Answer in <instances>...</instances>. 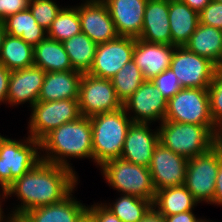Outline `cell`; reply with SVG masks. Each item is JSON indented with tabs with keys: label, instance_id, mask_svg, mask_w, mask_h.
I'll return each instance as SVG.
<instances>
[{
	"label": "cell",
	"instance_id": "cell-1",
	"mask_svg": "<svg viewBox=\"0 0 222 222\" xmlns=\"http://www.w3.org/2000/svg\"><path fill=\"white\" fill-rule=\"evenodd\" d=\"M77 184L74 170L41 160L6 189L7 196L15 194L21 201L9 215L19 220L29 210L59 203L74 192Z\"/></svg>",
	"mask_w": 222,
	"mask_h": 222
},
{
	"label": "cell",
	"instance_id": "cell-2",
	"mask_svg": "<svg viewBox=\"0 0 222 222\" xmlns=\"http://www.w3.org/2000/svg\"><path fill=\"white\" fill-rule=\"evenodd\" d=\"M40 151H43V154L40 152L42 161L72 170L67 158L93 160L90 117L80 116L73 122L65 123L51 130L40 140Z\"/></svg>",
	"mask_w": 222,
	"mask_h": 222
},
{
	"label": "cell",
	"instance_id": "cell-3",
	"mask_svg": "<svg viewBox=\"0 0 222 222\" xmlns=\"http://www.w3.org/2000/svg\"><path fill=\"white\" fill-rule=\"evenodd\" d=\"M93 161L101 167L105 162L120 158L132 120L124 107L90 117Z\"/></svg>",
	"mask_w": 222,
	"mask_h": 222
},
{
	"label": "cell",
	"instance_id": "cell-4",
	"mask_svg": "<svg viewBox=\"0 0 222 222\" xmlns=\"http://www.w3.org/2000/svg\"><path fill=\"white\" fill-rule=\"evenodd\" d=\"M159 125V143L187 159L213 147V132L207 126L166 120Z\"/></svg>",
	"mask_w": 222,
	"mask_h": 222
},
{
	"label": "cell",
	"instance_id": "cell-5",
	"mask_svg": "<svg viewBox=\"0 0 222 222\" xmlns=\"http://www.w3.org/2000/svg\"><path fill=\"white\" fill-rule=\"evenodd\" d=\"M100 168L106 183L114 190L153 203L156 190L147 167L130 163L123 158H116L105 162Z\"/></svg>",
	"mask_w": 222,
	"mask_h": 222
},
{
	"label": "cell",
	"instance_id": "cell-6",
	"mask_svg": "<svg viewBox=\"0 0 222 222\" xmlns=\"http://www.w3.org/2000/svg\"><path fill=\"white\" fill-rule=\"evenodd\" d=\"M39 150V152H38ZM40 141L30 136L16 141L0 135V184L7 189L41 161Z\"/></svg>",
	"mask_w": 222,
	"mask_h": 222
},
{
	"label": "cell",
	"instance_id": "cell-7",
	"mask_svg": "<svg viewBox=\"0 0 222 222\" xmlns=\"http://www.w3.org/2000/svg\"><path fill=\"white\" fill-rule=\"evenodd\" d=\"M164 120L204 125L214 132L208 89L182 88L167 101Z\"/></svg>",
	"mask_w": 222,
	"mask_h": 222
},
{
	"label": "cell",
	"instance_id": "cell-8",
	"mask_svg": "<svg viewBox=\"0 0 222 222\" xmlns=\"http://www.w3.org/2000/svg\"><path fill=\"white\" fill-rule=\"evenodd\" d=\"M31 109L28 136L39 141L51 130L65 123L73 122L81 116L78 99L37 101Z\"/></svg>",
	"mask_w": 222,
	"mask_h": 222
},
{
	"label": "cell",
	"instance_id": "cell-9",
	"mask_svg": "<svg viewBox=\"0 0 222 222\" xmlns=\"http://www.w3.org/2000/svg\"><path fill=\"white\" fill-rule=\"evenodd\" d=\"M220 162L219 154L213 147L188 159L184 186L198 203L213 202Z\"/></svg>",
	"mask_w": 222,
	"mask_h": 222
},
{
	"label": "cell",
	"instance_id": "cell-10",
	"mask_svg": "<svg viewBox=\"0 0 222 222\" xmlns=\"http://www.w3.org/2000/svg\"><path fill=\"white\" fill-rule=\"evenodd\" d=\"M78 104L81 116L116 111L123 107L111 79L83 73L79 85Z\"/></svg>",
	"mask_w": 222,
	"mask_h": 222
},
{
	"label": "cell",
	"instance_id": "cell-11",
	"mask_svg": "<svg viewBox=\"0 0 222 222\" xmlns=\"http://www.w3.org/2000/svg\"><path fill=\"white\" fill-rule=\"evenodd\" d=\"M170 68L182 88L208 89L215 74V64L190 52L185 46L176 47Z\"/></svg>",
	"mask_w": 222,
	"mask_h": 222
},
{
	"label": "cell",
	"instance_id": "cell-12",
	"mask_svg": "<svg viewBox=\"0 0 222 222\" xmlns=\"http://www.w3.org/2000/svg\"><path fill=\"white\" fill-rule=\"evenodd\" d=\"M136 38L118 36L116 39L97 45L93 65L88 74L111 79L118 71L133 59Z\"/></svg>",
	"mask_w": 222,
	"mask_h": 222
},
{
	"label": "cell",
	"instance_id": "cell-13",
	"mask_svg": "<svg viewBox=\"0 0 222 222\" xmlns=\"http://www.w3.org/2000/svg\"><path fill=\"white\" fill-rule=\"evenodd\" d=\"M133 122L151 123L164 121L167 99L156 89L152 80H145L142 85L123 104ZM133 112L134 115L129 113Z\"/></svg>",
	"mask_w": 222,
	"mask_h": 222
},
{
	"label": "cell",
	"instance_id": "cell-14",
	"mask_svg": "<svg viewBox=\"0 0 222 222\" xmlns=\"http://www.w3.org/2000/svg\"><path fill=\"white\" fill-rule=\"evenodd\" d=\"M187 164V158L158 143L148 167L155 190L184 185Z\"/></svg>",
	"mask_w": 222,
	"mask_h": 222
},
{
	"label": "cell",
	"instance_id": "cell-15",
	"mask_svg": "<svg viewBox=\"0 0 222 222\" xmlns=\"http://www.w3.org/2000/svg\"><path fill=\"white\" fill-rule=\"evenodd\" d=\"M82 33L97 44L116 39L119 35L103 1L84 2L78 6Z\"/></svg>",
	"mask_w": 222,
	"mask_h": 222
},
{
	"label": "cell",
	"instance_id": "cell-16",
	"mask_svg": "<svg viewBox=\"0 0 222 222\" xmlns=\"http://www.w3.org/2000/svg\"><path fill=\"white\" fill-rule=\"evenodd\" d=\"M150 123L132 122L128 128L120 158L130 163L149 167L155 147L159 143V131L149 128Z\"/></svg>",
	"mask_w": 222,
	"mask_h": 222
},
{
	"label": "cell",
	"instance_id": "cell-17",
	"mask_svg": "<svg viewBox=\"0 0 222 222\" xmlns=\"http://www.w3.org/2000/svg\"><path fill=\"white\" fill-rule=\"evenodd\" d=\"M172 44L151 43L136 38L133 61L146 80H152L170 68L175 48Z\"/></svg>",
	"mask_w": 222,
	"mask_h": 222
},
{
	"label": "cell",
	"instance_id": "cell-18",
	"mask_svg": "<svg viewBox=\"0 0 222 222\" xmlns=\"http://www.w3.org/2000/svg\"><path fill=\"white\" fill-rule=\"evenodd\" d=\"M119 36L139 38L148 0H102Z\"/></svg>",
	"mask_w": 222,
	"mask_h": 222
},
{
	"label": "cell",
	"instance_id": "cell-19",
	"mask_svg": "<svg viewBox=\"0 0 222 222\" xmlns=\"http://www.w3.org/2000/svg\"><path fill=\"white\" fill-rule=\"evenodd\" d=\"M45 73L36 66L11 71L7 103L14 106L29 102L32 107L38 101Z\"/></svg>",
	"mask_w": 222,
	"mask_h": 222
},
{
	"label": "cell",
	"instance_id": "cell-20",
	"mask_svg": "<svg viewBox=\"0 0 222 222\" xmlns=\"http://www.w3.org/2000/svg\"><path fill=\"white\" fill-rule=\"evenodd\" d=\"M168 15L169 1L148 0L139 39L151 43L172 44Z\"/></svg>",
	"mask_w": 222,
	"mask_h": 222
},
{
	"label": "cell",
	"instance_id": "cell-21",
	"mask_svg": "<svg viewBox=\"0 0 222 222\" xmlns=\"http://www.w3.org/2000/svg\"><path fill=\"white\" fill-rule=\"evenodd\" d=\"M83 73L76 70L46 72L38 101L78 99Z\"/></svg>",
	"mask_w": 222,
	"mask_h": 222
},
{
	"label": "cell",
	"instance_id": "cell-22",
	"mask_svg": "<svg viewBox=\"0 0 222 222\" xmlns=\"http://www.w3.org/2000/svg\"><path fill=\"white\" fill-rule=\"evenodd\" d=\"M70 194L59 203L38 207L27 211L19 222H77L87 210L80 201Z\"/></svg>",
	"mask_w": 222,
	"mask_h": 222
},
{
	"label": "cell",
	"instance_id": "cell-23",
	"mask_svg": "<svg viewBox=\"0 0 222 222\" xmlns=\"http://www.w3.org/2000/svg\"><path fill=\"white\" fill-rule=\"evenodd\" d=\"M169 25L172 45L185 46L199 25V14L182 0L169 1Z\"/></svg>",
	"mask_w": 222,
	"mask_h": 222
},
{
	"label": "cell",
	"instance_id": "cell-24",
	"mask_svg": "<svg viewBox=\"0 0 222 222\" xmlns=\"http://www.w3.org/2000/svg\"><path fill=\"white\" fill-rule=\"evenodd\" d=\"M34 66L45 72L74 70L63 43L49 37L34 47Z\"/></svg>",
	"mask_w": 222,
	"mask_h": 222
},
{
	"label": "cell",
	"instance_id": "cell-25",
	"mask_svg": "<svg viewBox=\"0 0 222 222\" xmlns=\"http://www.w3.org/2000/svg\"><path fill=\"white\" fill-rule=\"evenodd\" d=\"M198 202L184 185L156 191L152 207L162 216L192 211ZM157 208V209H156Z\"/></svg>",
	"mask_w": 222,
	"mask_h": 222
},
{
	"label": "cell",
	"instance_id": "cell-26",
	"mask_svg": "<svg viewBox=\"0 0 222 222\" xmlns=\"http://www.w3.org/2000/svg\"><path fill=\"white\" fill-rule=\"evenodd\" d=\"M185 47L216 65L222 54V30L199 23Z\"/></svg>",
	"mask_w": 222,
	"mask_h": 222
},
{
	"label": "cell",
	"instance_id": "cell-27",
	"mask_svg": "<svg viewBox=\"0 0 222 222\" xmlns=\"http://www.w3.org/2000/svg\"><path fill=\"white\" fill-rule=\"evenodd\" d=\"M3 23L7 34L20 37L32 47L47 37V30L36 22L29 8L8 16Z\"/></svg>",
	"mask_w": 222,
	"mask_h": 222
},
{
	"label": "cell",
	"instance_id": "cell-28",
	"mask_svg": "<svg viewBox=\"0 0 222 222\" xmlns=\"http://www.w3.org/2000/svg\"><path fill=\"white\" fill-rule=\"evenodd\" d=\"M0 64L10 71L34 66V47L20 37L6 33L0 52Z\"/></svg>",
	"mask_w": 222,
	"mask_h": 222
},
{
	"label": "cell",
	"instance_id": "cell-29",
	"mask_svg": "<svg viewBox=\"0 0 222 222\" xmlns=\"http://www.w3.org/2000/svg\"><path fill=\"white\" fill-rule=\"evenodd\" d=\"M62 43L73 69L82 73H88L93 65L98 44L82 32Z\"/></svg>",
	"mask_w": 222,
	"mask_h": 222
},
{
	"label": "cell",
	"instance_id": "cell-30",
	"mask_svg": "<svg viewBox=\"0 0 222 222\" xmlns=\"http://www.w3.org/2000/svg\"><path fill=\"white\" fill-rule=\"evenodd\" d=\"M113 202L104 206L116 215L122 222H139L152 208V202L132 195L120 194Z\"/></svg>",
	"mask_w": 222,
	"mask_h": 222
},
{
	"label": "cell",
	"instance_id": "cell-31",
	"mask_svg": "<svg viewBox=\"0 0 222 222\" xmlns=\"http://www.w3.org/2000/svg\"><path fill=\"white\" fill-rule=\"evenodd\" d=\"M81 32L78 6H69V8L67 6L60 10L52 22L51 27L47 30V37L62 43Z\"/></svg>",
	"mask_w": 222,
	"mask_h": 222
},
{
	"label": "cell",
	"instance_id": "cell-32",
	"mask_svg": "<svg viewBox=\"0 0 222 222\" xmlns=\"http://www.w3.org/2000/svg\"><path fill=\"white\" fill-rule=\"evenodd\" d=\"M146 79L133 59L125 64L112 78L116 94L124 104Z\"/></svg>",
	"mask_w": 222,
	"mask_h": 222
},
{
	"label": "cell",
	"instance_id": "cell-33",
	"mask_svg": "<svg viewBox=\"0 0 222 222\" xmlns=\"http://www.w3.org/2000/svg\"><path fill=\"white\" fill-rule=\"evenodd\" d=\"M28 8L36 22L48 30L63 7L60 8L52 0H30Z\"/></svg>",
	"mask_w": 222,
	"mask_h": 222
},
{
	"label": "cell",
	"instance_id": "cell-34",
	"mask_svg": "<svg viewBox=\"0 0 222 222\" xmlns=\"http://www.w3.org/2000/svg\"><path fill=\"white\" fill-rule=\"evenodd\" d=\"M210 98V112L214 124H222V74L215 72L208 87Z\"/></svg>",
	"mask_w": 222,
	"mask_h": 222
},
{
	"label": "cell",
	"instance_id": "cell-35",
	"mask_svg": "<svg viewBox=\"0 0 222 222\" xmlns=\"http://www.w3.org/2000/svg\"><path fill=\"white\" fill-rule=\"evenodd\" d=\"M152 82L167 101L182 89L178 78L171 68H168L158 76H155L152 79Z\"/></svg>",
	"mask_w": 222,
	"mask_h": 222
},
{
	"label": "cell",
	"instance_id": "cell-36",
	"mask_svg": "<svg viewBox=\"0 0 222 222\" xmlns=\"http://www.w3.org/2000/svg\"><path fill=\"white\" fill-rule=\"evenodd\" d=\"M198 14L199 23L222 30V3L211 0Z\"/></svg>",
	"mask_w": 222,
	"mask_h": 222
},
{
	"label": "cell",
	"instance_id": "cell-37",
	"mask_svg": "<svg viewBox=\"0 0 222 222\" xmlns=\"http://www.w3.org/2000/svg\"><path fill=\"white\" fill-rule=\"evenodd\" d=\"M30 0H0V21L8 16L26 10Z\"/></svg>",
	"mask_w": 222,
	"mask_h": 222
},
{
	"label": "cell",
	"instance_id": "cell-38",
	"mask_svg": "<svg viewBox=\"0 0 222 222\" xmlns=\"http://www.w3.org/2000/svg\"><path fill=\"white\" fill-rule=\"evenodd\" d=\"M87 210L92 214L96 222H122L116 215H114L104 206V203H95L87 207Z\"/></svg>",
	"mask_w": 222,
	"mask_h": 222
},
{
	"label": "cell",
	"instance_id": "cell-39",
	"mask_svg": "<svg viewBox=\"0 0 222 222\" xmlns=\"http://www.w3.org/2000/svg\"><path fill=\"white\" fill-rule=\"evenodd\" d=\"M11 71L0 64V103L7 104V93Z\"/></svg>",
	"mask_w": 222,
	"mask_h": 222
},
{
	"label": "cell",
	"instance_id": "cell-40",
	"mask_svg": "<svg viewBox=\"0 0 222 222\" xmlns=\"http://www.w3.org/2000/svg\"><path fill=\"white\" fill-rule=\"evenodd\" d=\"M163 217L165 222H204V219L196 218L193 210Z\"/></svg>",
	"mask_w": 222,
	"mask_h": 222
},
{
	"label": "cell",
	"instance_id": "cell-41",
	"mask_svg": "<svg viewBox=\"0 0 222 222\" xmlns=\"http://www.w3.org/2000/svg\"><path fill=\"white\" fill-rule=\"evenodd\" d=\"M211 204L222 205V162L219 163V170L216 177L215 194Z\"/></svg>",
	"mask_w": 222,
	"mask_h": 222
},
{
	"label": "cell",
	"instance_id": "cell-42",
	"mask_svg": "<svg viewBox=\"0 0 222 222\" xmlns=\"http://www.w3.org/2000/svg\"><path fill=\"white\" fill-rule=\"evenodd\" d=\"M213 148L218 152L222 162V124L217 125L213 132Z\"/></svg>",
	"mask_w": 222,
	"mask_h": 222
},
{
	"label": "cell",
	"instance_id": "cell-43",
	"mask_svg": "<svg viewBox=\"0 0 222 222\" xmlns=\"http://www.w3.org/2000/svg\"><path fill=\"white\" fill-rule=\"evenodd\" d=\"M139 222H165V219L152 207Z\"/></svg>",
	"mask_w": 222,
	"mask_h": 222
},
{
	"label": "cell",
	"instance_id": "cell-44",
	"mask_svg": "<svg viewBox=\"0 0 222 222\" xmlns=\"http://www.w3.org/2000/svg\"><path fill=\"white\" fill-rule=\"evenodd\" d=\"M191 9L196 10L198 13L203 10L211 0H182Z\"/></svg>",
	"mask_w": 222,
	"mask_h": 222
},
{
	"label": "cell",
	"instance_id": "cell-45",
	"mask_svg": "<svg viewBox=\"0 0 222 222\" xmlns=\"http://www.w3.org/2000/svg\"><path fill=\"white\" fill-rule=\"evenodd\" d=\"M1 192H2V194L0 193V197L2 199L0 198V200H1L0 201V222H10L13 218L11 216L9 217V215H7V218H6V216L4 215V211L2 210L3 208L1 207L2 206V202H3L2 200L5 199V198L8 199L7 191H1Z\"/></svg>",
	"mask_w": 222,
	"mask_h": 222
},
{
	"label": "cell",
	"instance_id": "cell-46",
	"mask_svg": "<svg viewBox=\"0 0 222 222\" xmlns=\"http://www.w3.org/2000/svg\"><path fill=\"white\" fill-rule=\"evenodd\" d=\"M77 222H96L92 216V214L86 210L80 218L77 220Z\"/></svg>",
	"mask_w": 222,
	"mask_h": 222
},
{
	"label": "cell",
	"instance_id": "cell-47",
	"mask_svg": "<svg viewBox=\"0 0 222 222\" xmlns=\"http://www.w3.org/2000/svg\"><path fill=\"white\" fill-rule=\"evenodd\" d=\"M5 35H6V31H5L4 23L3 21H0V52H1L2 43H3V39Z\"/></svg>",
	"mask_w": 222,
	"mask_h": 222
},
{
	"label": "cell",
	"instance_id": "cell-48",
	"mask_svg": "<svg viewBox=\"0 0 222 222\" xmlns=\"http://www.w3.org/2000/svg\"><path fill=\"white\" fill-rule=\"evenodd\" d=\"M215 71L222 74V54H221L220 59L218 60V62L215 65Z\"/></svg>",
	"mask_w": 222,
	"mask_h": 222
},
{
	"label": "cell",
	"instance_id": "cell-49",
	"mask_svg": "<svg viewBox=\"0 0 222 222\" xmlns=\"http://www.w3.org/2000/svg\"><path fill=\"white\" fill-rule=\"evenodd\" d=\"M86 2H98V1H102V0H85Z\"/></svg>",
	"mask_w": 222,
	"mask_h": 222
},
{
	"label": "cell",
	"instance_id": "cell-50",
	"mask_svg": "<svg viewBox=\"0 0 222 222\" xmlns=\"http://www.w3.org/2000/svg\"><path fill=\"white\" fill-rule=\"evenodd\" d=\"M2 191H6V189L0 184Z\"/></svg>",
	"mask_w": 222,
	"mask_h": 222
},
{
	"label": "cell",
	"instance_id": "cell-51",
	"mask_svg": "<svg viewBox=\"0 0 222 222\" xmlns=\"http://www.w3.org/2000/svg\"><path fill=\"white\" fill-rule=\"evenodd\" d=\"M214 1L219 2V3H222V0H214Z\"/></svg>",
	"mask_w": 222,
	"mask_h": 222
},
{
	"label": "cell",
	"instance_id": "cell-52",
	"mask_svg": "<svg viewBox=\"0 0 222 222\" xmlns=\"http://www.w3.org/2000/svg\"><path fill=\"white\" fill-rule=\"evenodd\" d=\"M204 222H209V220L207 221V219H204ZM210 222H212V220H211ZM213 222H214V221H213Z\"/></svg>",
	"mask_w": 222,
	"mask_h": 222
}]
</instances>
